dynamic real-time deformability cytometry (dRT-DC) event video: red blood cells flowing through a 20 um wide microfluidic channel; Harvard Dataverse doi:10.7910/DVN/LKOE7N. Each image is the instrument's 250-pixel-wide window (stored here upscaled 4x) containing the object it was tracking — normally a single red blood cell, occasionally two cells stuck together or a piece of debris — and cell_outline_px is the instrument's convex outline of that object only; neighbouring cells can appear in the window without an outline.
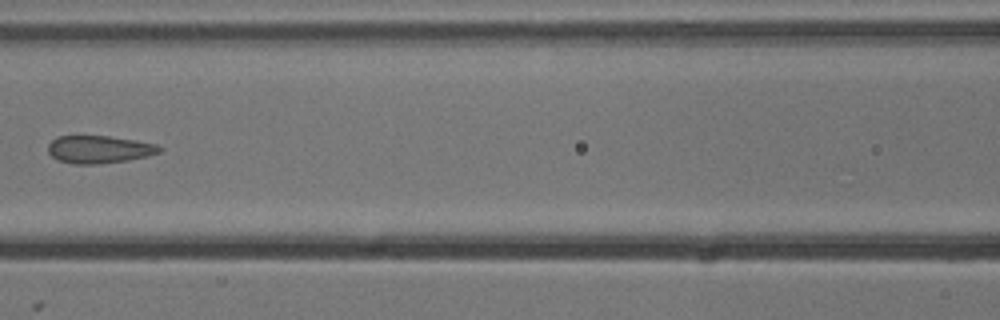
{"species": "common noctule bat (a hibernating species)", "species_latin": "Nyctalus noctula", "temperature_condition": "cold", "stored_images_in_passage": 6, "camera_frame_rate_fps": 3000, "um_per_image_px": 0.085, "animal": {"sex": "male", "body_mass_g": 13.3}, "frame": {"image": 1, "passage_image": 6, "time_ms": 1.667, "image_size_px": [1000, 320], "cell_outline_px": [[164, 148], [160, 152], [148, 156], [128, 160], [96, 164], [76, 164], [60, 160], [52, 156], [48, 152], [48, 144], [56, 136], [108, 136], [156, 144]], "centroid_in_image_um": [8.43, 12.69], "position_along_channel_um": 158.2, "area_um2": 17.8}}